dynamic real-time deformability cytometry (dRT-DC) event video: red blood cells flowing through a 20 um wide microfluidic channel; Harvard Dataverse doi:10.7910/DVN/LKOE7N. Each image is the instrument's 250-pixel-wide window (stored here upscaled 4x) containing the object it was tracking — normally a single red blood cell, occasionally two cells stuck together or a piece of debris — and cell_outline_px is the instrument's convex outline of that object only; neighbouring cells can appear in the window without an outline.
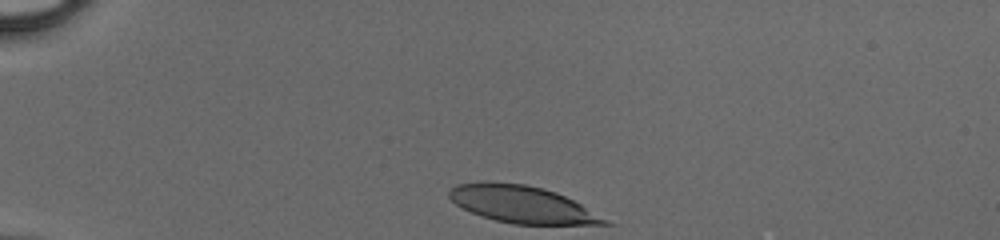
{"species": "human", "species_latin": "Homo sapiens", "temperature_condition": "cold", "stored_images_in_passage": 31, "camera_frame_rate_fps": 3000, "um_per_image_px": 0.085, "donor": {"sex": "male"}, "frame": {"image": 1, "passage_image": 1, "time_ms": 0.0, "image_size_px": [1000, 240], "cell_outline_px": [[616, 224], [512, 224], [480, 216], [456, 204], [448, 196], [448, 192], [456, 184], [488, 180], [524, 184], [544, 188], [556, 192], [580, 204]], "centroid_in_image_um": [44.34, 17.35], "position_along_channel_um": 40.7, "area_um2": 33.52}}
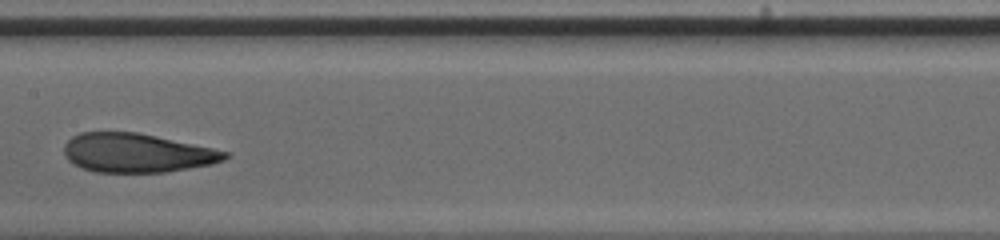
{"frame": {"image": 2, "passage_image": 16, "time_ms": 5.0, "image_size_px": [1000, 240], "cell_outline_px": [[228, 156], [224, 160], [212, 164], [164, 172], [96, 172], [80, 168], [72, 164], [64, 156], [64, 144], [72, 136], [80, 132], [136, 132], [156, 136], [212, 148], [228, 152]], "centroid_in_image_um": [11.57, 13.0], "position_along_channel_um": 195.8, "area_um2": 36.47}}
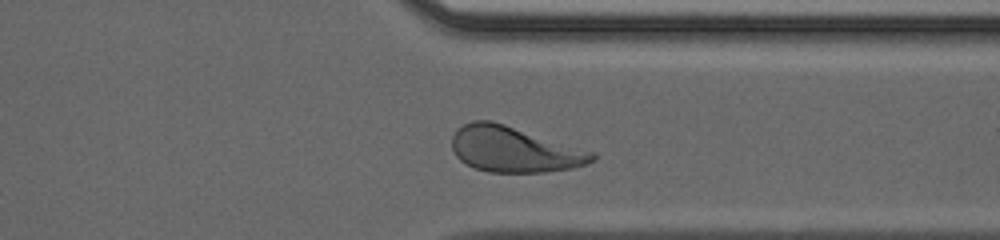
{"frame": {"image": 3, "passage_image": 28, "time_ms": 9.0, "image_size_px": [1000, 240], "cell_outline_px": [[596, 160], [572, 168], [544, 172], [488, 172], [476, 168], [460, 160], [456, 156], [452, 148], [452, 136], [464, 124], [472, 120], [492, 120], [596, 152]], "centroid_in_image_um": [43.72, 12.69], "position_along_channel_um": 367.7, "area_um2": 37.22}}